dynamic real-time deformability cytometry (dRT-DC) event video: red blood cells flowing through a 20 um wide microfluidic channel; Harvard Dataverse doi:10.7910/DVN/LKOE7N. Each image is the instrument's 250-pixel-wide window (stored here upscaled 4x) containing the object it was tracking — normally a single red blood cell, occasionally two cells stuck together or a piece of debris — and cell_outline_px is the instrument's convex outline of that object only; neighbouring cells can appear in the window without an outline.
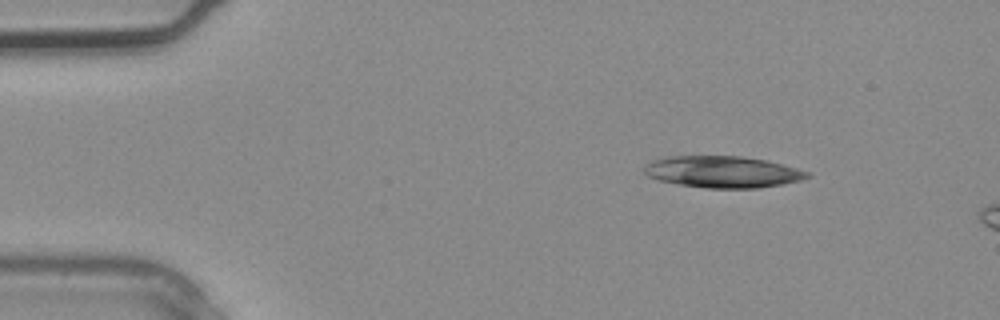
{"species": "common noctule bat (a hibernating species)", "species_latin": "Nyctalus noctula", "temperature_condition": "warm", "stored_images_in_passage": 2, "camera_frame_rate_fps": 3000, "um_per_image_px": 0.085, "animal": {"sex": "male", "body_mass_g": 20.4}, "frame": {"image": 1, "passage_image": 1, "time_ms": 0.0, "image_size_px": [1000, 320], "cell_outline_px": [[812, 176], [800, 180], [760, 188], [704, 188], [680, 184], [660, 180], [648, 176], [644, 172], [644, 168], [652, 160], [668, 156], [740, 156], [768, 160], [796, 168], [808, 172]], "centroid_in_image_um": [61.44, 14.6], "position_along_channel_um": 23.6, "area_um2": 29.88}}